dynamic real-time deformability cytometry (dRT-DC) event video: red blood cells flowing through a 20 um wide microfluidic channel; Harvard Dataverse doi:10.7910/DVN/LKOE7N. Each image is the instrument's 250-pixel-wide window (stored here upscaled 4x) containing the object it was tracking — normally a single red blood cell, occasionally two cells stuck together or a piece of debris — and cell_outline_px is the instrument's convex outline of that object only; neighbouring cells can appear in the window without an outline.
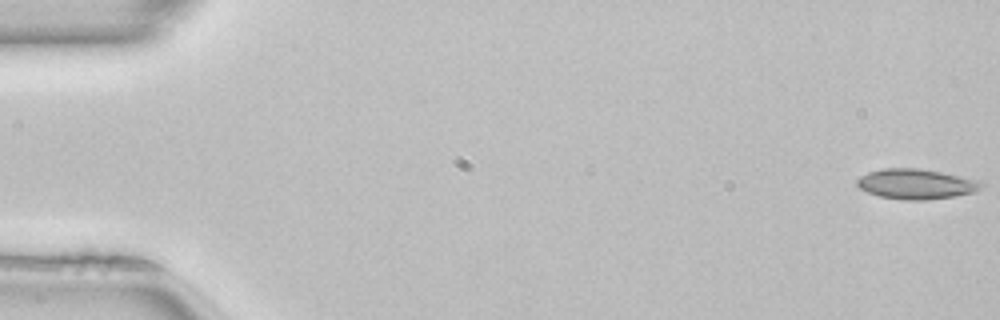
{"species": "common noctule bat (a hibernating species)", "species_latin": "Nyctalus noctula", "temperature_condition": "room temperature", "stored_images_in_passage": 51, "camera_frame_rate_fps": 3000, "um_per_image_px": 0.085, "animal": {"sex": "female", "body_mass_g": 22.7, "forearm_length_mm": 54.2}, "frame": {"image": 1, "passage_image": 1, "time_ms": 0.0, "image_size_px": [1000, 320], "cell_outline_px": [[984, 188], [976, 192], [952, 196], [924, 200], [904, 200], [880, 196], [868, 192], [860, 188], [856, 184], [856, 180], [860, 176], [868, 172], [884, 168], [920, 168], [940, 172], [976, 180], [984, 184]], "centroid_in_image_um": [77.86, 15.64], "position_along_channel_um": 7.1, "area_um2": 21.68}}
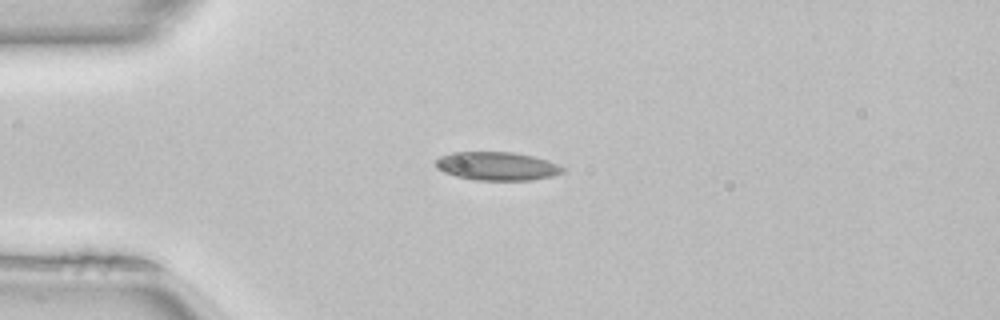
{"frame": {"image": 2, "passage_image": 13, "time_ms": 4.0, "image_size_px": [1000, 320], "cell_outline_px": [[568, 168], [564, 172], [552, 176], [532, 180], [476, 180], [456, 176], [444, 172], [436, 168], [436, 160], [440, 156], [452, 152], [516, 152], [548, 160]], "centroid_in_image_um": [42.28, 14.12], "position_along_channel_um": 42.7, "area_um2": 21.21}}
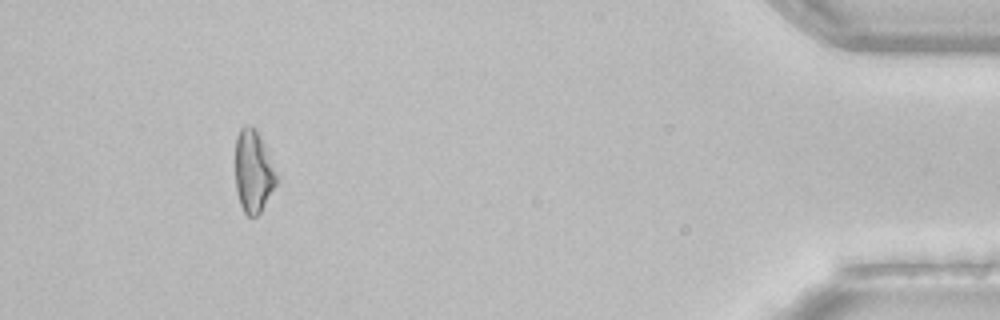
{"frame": {"image": 3, "passage_image": 47, "time_ms": 15.333, "image_size_px": [1000, 320], "cell_outline_px": [[276, 184], [260, 212], [256, 216], [248, 216], [244, 212], [240, 204], [236, 192], [236, 136], [240, 128], [252, 124], [256, 128], [276, 172]], "centroid_in_image_um": [21.51, 14.56], "position_along_channel_um": 413.7, "area_um2": 19.42}, "authors_computed_cell_mechanics": {"area_um2": 20.3456, "velocity_mm_per_s": 4.0671, "shape_relaxation_time_tau1_ms": null, "shape_relaxation_time_tau2_ms": 3.8089, "deformation_change_tau1": null, "deformation_change_tau2": 0.102}}